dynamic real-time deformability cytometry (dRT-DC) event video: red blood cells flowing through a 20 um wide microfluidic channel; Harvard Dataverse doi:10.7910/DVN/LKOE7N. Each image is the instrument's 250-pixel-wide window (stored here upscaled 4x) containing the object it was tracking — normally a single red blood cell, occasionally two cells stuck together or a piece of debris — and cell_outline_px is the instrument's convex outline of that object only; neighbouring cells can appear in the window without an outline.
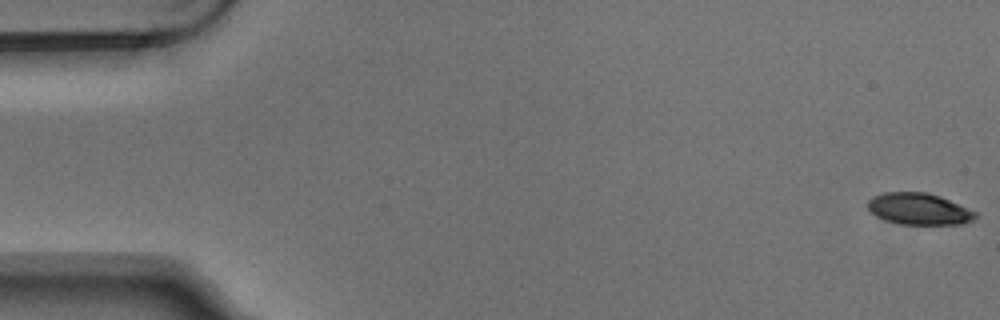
{"species": "Egyptian fruit bat (a non-hibernating species)", "species_latin": "Rousettus aegyptiacus", "temperature_condition": "warm", "stored_images_in_passage": 6, "camera_frame_rate_fps": 3000, "um_per_image_px": 0.085, "animal": {"sex": "male"}, "frame": {"image": 1, "passage_image": 1, "time_ms": 0.0, "image_size_px": [1000, 320], "cell_outline_px": [[976, 216], [972, 220], [964, 224], [900, 224], [876, 216], [868, 208], [868, 200], [872, 196], [884, 192], [924, 192], [940, 196], [976, 212]], "centroid_in_image_um": [78.09, 17.75], "position_along_channel_um": 6.9, "area_um2": 19.59}}